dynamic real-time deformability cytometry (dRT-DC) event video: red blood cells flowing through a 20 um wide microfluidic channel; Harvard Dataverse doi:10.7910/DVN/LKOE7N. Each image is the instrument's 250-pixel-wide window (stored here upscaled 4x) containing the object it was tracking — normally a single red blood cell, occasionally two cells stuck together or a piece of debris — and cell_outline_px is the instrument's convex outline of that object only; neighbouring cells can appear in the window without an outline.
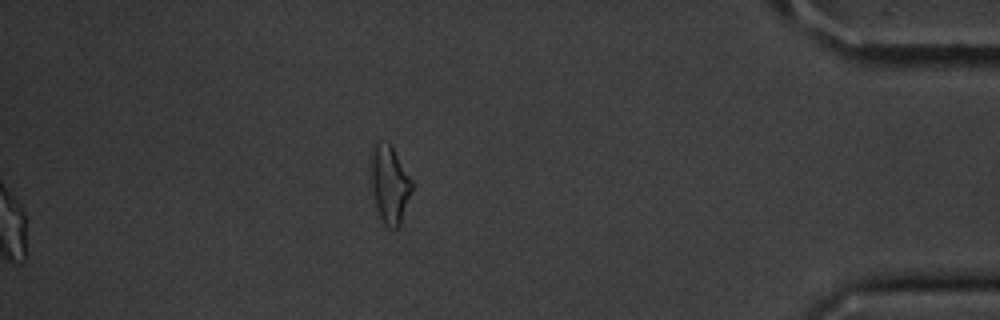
{"species": "common noctule bat (a hibernating species)", "species_latin": "Nyctalus noctula", "temperature_condition": "cold", "stored_images_in_passage": 40, "segment_of_instrument_passage": [2, 2], "camera_frame_rate_fps": 3000, "um_per_image_px": 0.085, "animal": {"sex": "male", "body_mass_g": 20.1, "forearm_length_mm": 53.5}, "frame": {"image": 1, "passage_image": 40, "time_ms": 13.0, "image_size_px": [1000, 320], "cell_outline_px": [[412, 192], [400, 224], [396, 228], [392, 228], [384, 224], [376, 208], [368, 188], [368, 156], [372, 144], [388, 140], [392, 144], [412, 180]], "centroid_in_image_um": [33.03, 15.57], "position_along_channel_um": 402.2, "area_um2": 19.88}}